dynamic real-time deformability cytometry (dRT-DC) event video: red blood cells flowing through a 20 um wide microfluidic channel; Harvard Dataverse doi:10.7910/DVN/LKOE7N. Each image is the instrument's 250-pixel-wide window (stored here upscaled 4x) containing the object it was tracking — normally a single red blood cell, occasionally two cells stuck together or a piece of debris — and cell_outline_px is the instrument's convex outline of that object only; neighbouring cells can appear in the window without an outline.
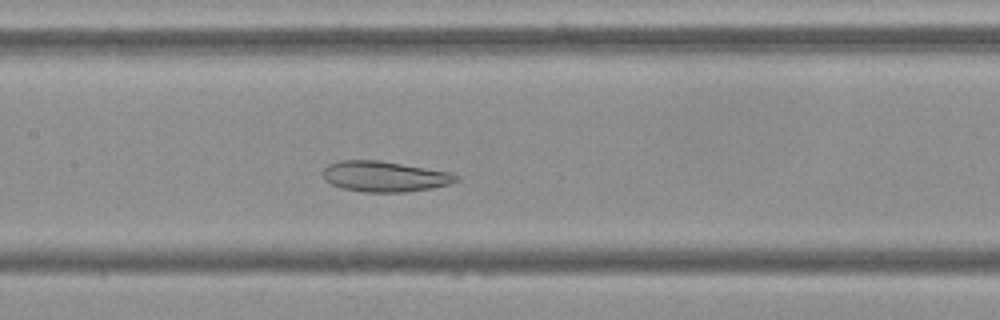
{"species": "Egyptian fruit bat (a non-hibernating species)", "species_latin": "Rousettus aegyptiacus", "temperature_condition": "cold", "stored_images_in_passage": 52, "camera_frame_rate_fps": 3000, "um_per_image_px": 0.085, "frame": {"image": 1, "passage_image": 23, "time_ms": 7.333, "image_size_px": [1000, 320], "cell_outline_px": [[460, 180], [448, 184], [432, 188], [404, 192], [364, 192], [344, 188], [332, 184], [324, 180], [324, 168], [328, 164], [340, 160], [380, 160], [452, 172], [460, 176]], "centroid_in_image_um": [32.73, 14.99], "position_along_channel_um": 174.7, "area_um2": 23.81}}
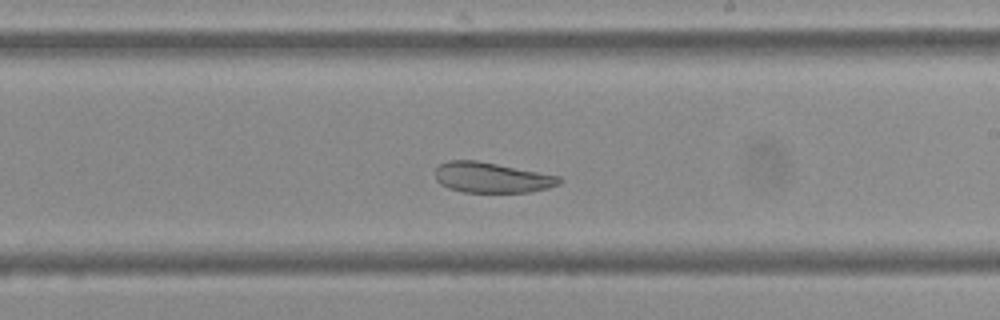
{"frame": {"image": 2, "passage_image": 29, "time_ms": 9.333, "image_size_px": [1000, 320], "cell_outline_px": [[564, 180], [560, 184], [548, 188], [528, 192], [464, 192], [448, 188], [440, 184], [436, 180], [436, 168], [440, 164], [448, 160], [476, 160], [560, 176]], "centroid_in_image_um": [41.8, 15.09], "position_along_channel_um": 247.2, "area_um2": 21.96}}
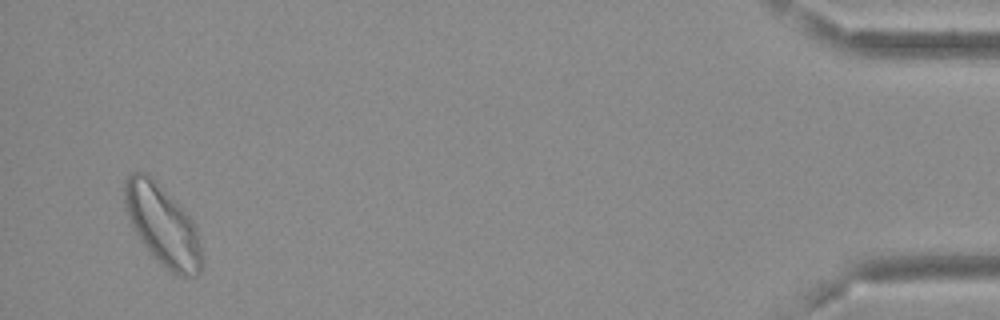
{"frame": {"image": 3, "passage_image": 50, "time_ms": 16.333, "image_size_px": [1000, 320], "cell_outline_px": [[204, 264], [200, 272], [196, 276], [176, 276], [164, 268], [148, 252], [136, 232], [128, 216], [124, 204], [124, 180], [132, 172], [144, 172], [156, 180], [192, 220], [196, 228], [204, 256]], "centroid_in_image_um": [13.84, 19.2], "position_along_channel_um": 421.4, "area_um2": 36.36}, "authors_computed_cell_mechanics": {"area_um2": 29.3046, "velocity_mm_per_s": 3.6421, "shape_relaxation_time_tau1_ms": null, "shape_relaxation_time_tau2_ms": 2.1821, "deformation_change_tau1": null, "deformation_change_tau2": 0.0736}}